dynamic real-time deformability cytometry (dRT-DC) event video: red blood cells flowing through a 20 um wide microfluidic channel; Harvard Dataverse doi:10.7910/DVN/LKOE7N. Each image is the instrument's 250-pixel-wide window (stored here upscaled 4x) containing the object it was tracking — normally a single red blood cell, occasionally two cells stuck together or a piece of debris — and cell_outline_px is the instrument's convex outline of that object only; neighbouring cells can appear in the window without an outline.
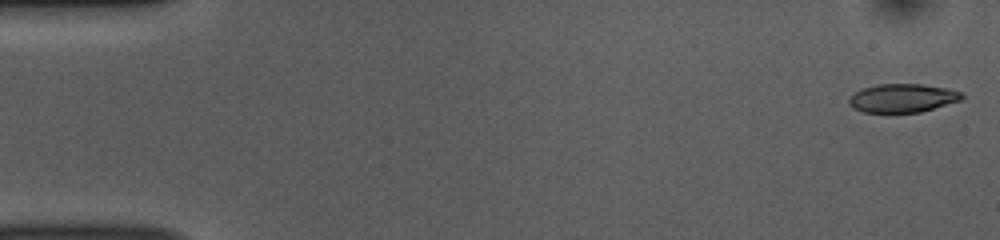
{"species": "common noctule bat (a hibernating species)", "species_latin": "Nyctalus noctula", "temperature_condition": "room temperature", "stored_images_in_passage": 51, "camera_frame_rate_fps": 3000, "um_per_image_px": 0.085, "animal": {"sex": "female", "body_mass_g": 10.0, "forearm_length_mm": 53.1}, "frame": {"image": 1, "passage_image": 1, "time_ms": 0.0, "image_size_px": [1000, 240], "cell_outline_px": [[964, 96], [960, 100], [920, 112], [864, 112], [852, 108], [848, 104], [848, 100], [856, 92], [864, 88], [880, 84], [920, 84], [944, 88], [964, 92]], "centroid_in_image_um": [76.71, 8.34], "position_along_channel_um": 8.3, "area_um2": 18.5}}
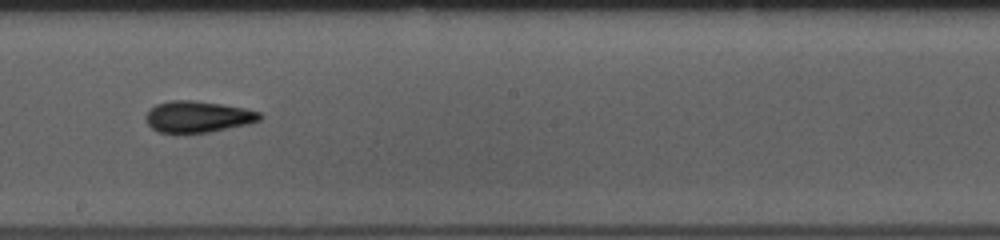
{"frame": {"image": 2, "passage_image": 29, "time_ms": 9.333, "image_size_px": [1000, 240], "cell_outline_px": [[264, 116], [260, 120], [248, 124], [208, 132], [184, 136], [160, 132], [152, 128], [144, 120], [144, 116], [148, 108], [156, 104], [172, 100], [192, 100], [220, 104], [244, 108], [260, 112]], "centroid_in_image_um": [16.75, 9.95], "position_along_channel_um": 231.4, "area_um2": 21.5}}
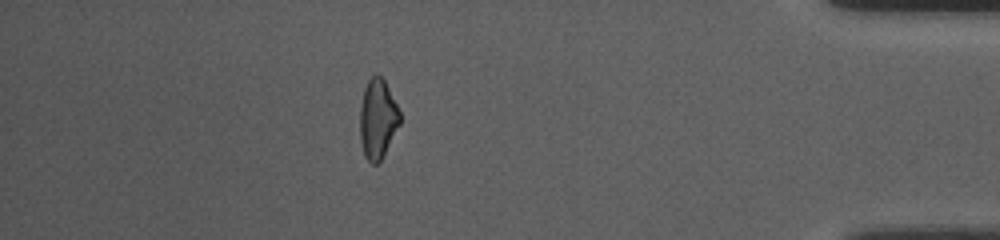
{"frame": {"image": 3, "passage_image": 46, "time_ms": 15.0, "image_size_px": [1000, 240], "cell_outline_px": [[400, 124], [380, 160], [376, 164], [372, 164], [364, 156], [360, 140], [360, 108], [364, 88], [368, 80], [376, 72], [384, 80], [400, 112]], "centroid_in_image_um": [32.08, 10.1], "position_along_channel_um": 403.1, "area_um2": 18.32}}